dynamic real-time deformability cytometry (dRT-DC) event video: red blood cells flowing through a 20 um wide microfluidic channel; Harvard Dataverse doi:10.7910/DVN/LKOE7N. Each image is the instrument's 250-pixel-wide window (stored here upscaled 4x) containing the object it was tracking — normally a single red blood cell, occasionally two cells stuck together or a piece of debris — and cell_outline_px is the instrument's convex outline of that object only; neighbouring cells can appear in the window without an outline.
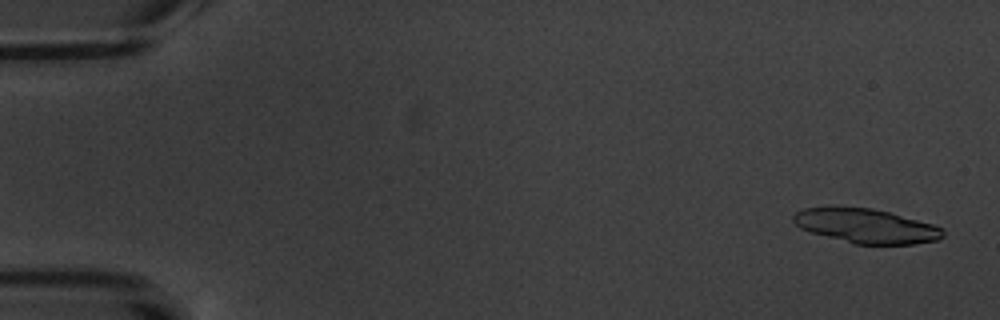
{"species": "common noctule bat (a hibernating species)", "species_latin": "Nyctalus noctula", "temperature_condition": "warm", "stored_images_in_passage": 6, "camera_frame_rate_fps": 3000, "um_per_image_px": 0.085, "animal": {"sex": "male", "body_mass_g": 20.1, "forearm_length_mm": 53.5}, "frame": {"image": 1, "passage_image": 1, "time_ms": 0.0, "image_size_px": [1000, 320], "cell_outline_px": [[944, 236], [936, 240], [912, 244], [856, 244], [812, 232], [800, 228], [792, 220], [792, 216], [796, 212], [804, 208], [872, 208], [888, 212], [932, 224], [944, 228]], "centroid_in_image_um": [73.64, 19.22], "position_along_channel_um": 11.4, "area_um2": 29.3}}